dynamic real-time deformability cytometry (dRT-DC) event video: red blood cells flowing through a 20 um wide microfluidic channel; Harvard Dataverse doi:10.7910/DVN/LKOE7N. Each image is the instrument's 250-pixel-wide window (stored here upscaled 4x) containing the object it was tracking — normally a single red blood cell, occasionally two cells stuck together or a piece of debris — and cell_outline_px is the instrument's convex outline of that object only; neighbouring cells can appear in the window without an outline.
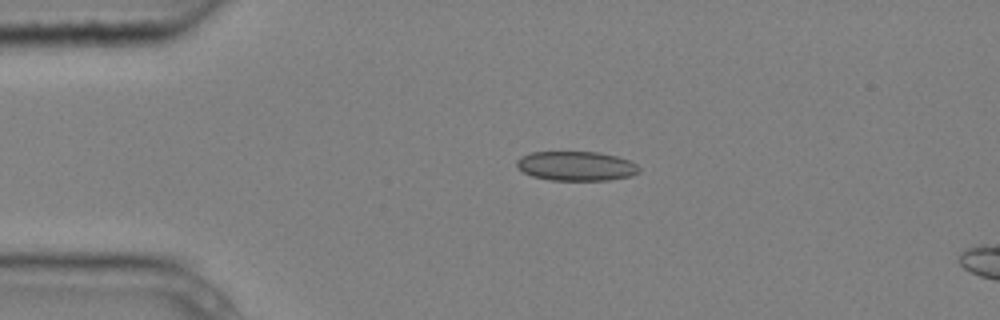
{"species": "common noctule bat (a hibernating species)", "species_latin": "Nyctalus noctula", "temperature_condition": "cold", "stored_images_in_passage": 4, "camera_frame_rate_fps": 3000, "um_per_image_px": 0.085, "animal": {"sex": "male", "body_mass_g": 20.4}, "frame": {"image": 1, "passage_image": 2, "time_ms": 0.333, "image_size_px": [1000, 320], "cell_outline_px": [[640, 172], [632, 176], [608, 180], [552, 180], [532, 176], [516, 168], [516, 160], [520, 156], [532, 152], [596, 152], [616, 156], [628, 160], [636, 164], [640, 168]], "centroid_in_image_um": [48.96, 14.11], "position_along_channel_um": 36.0, "area_um2": 21.04}}